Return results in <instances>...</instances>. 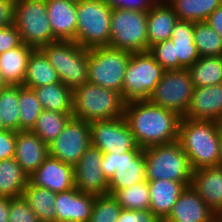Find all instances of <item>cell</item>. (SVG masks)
Returning <instances> with one entry per match:
<instances>
[{"mask_svg": "<svg viewBox=\"0 0 222 222\" xmlns=\"http://www.w3.org/2000/svg\"><path fill=\"white\" fill-rule=\"evenodd\" d=\"M124 118L136 144L141 148L178 141L181 116L149 100L125 103Z\"/></svg>", "mask_w": 222, "mask_h": 222, "instance_id": "cell-1", "label": "cell"}, {"mask_svg": "<svg viewBox=\"0 0 222 222\" xmlns=\"http://www.w3.org/2000/svg\"><path fill=\"white\" fill-rule=\"evenodd\" d=\"M220 122L181 118L178 142L192 171L218 166Z\"/></svg>", "mask_w": 222, "mask_h": 222, "instance_id": "cell-2", "label": "cell"}, {"mask_svg": "<svg viewBox=\"0 0 222 222\" xmlns=\"http://www.w3.org/2000/svg\"><path fill=\"white\" fill-rule=\"evenodd\" d=\"M125 103L119 92L88 82L73 90L72 117L89 123L122 117Z\"/></svg>", "mask_w": 222, "mask_h": 222, "instance_id": "cell-3", "label": "cell"}, {"mask_svg": "<svg viewBox=\"0 0 222 222\" xmlns=\"http://www.w3.org/2000/svg\"><path fill=\"white\" fill-rule=\"evenodd\" d=\"M40 50L57 71L60 81L68 88L74 90L88 83L89 48L75 41L57 40L42 46Z\"/></svg>", "mask_w": 222, "mask_h": 222, "instance_id": "cell-4", "label": "cell"}, {"mask_svg": "<svg viewBox=\"0 0 222 222\" xmlns=\"http://www.w3.org/2000/svg\"><path fill=\"white\" fill-rule=\"evenodd\" d=\"M146 180L166 179L177 182H191L192 169L180 143L175 141L145 148Z\"/></svg>", "mask_w": 222, "mask_h": 222, "instance_id": "cell-5", "label": "cell"}, {"mask_svg": "<svg viewBox=\"0 0 222 222\" xmlns=\"http://www.w3.org/2000/svg\"><path fill=\"white\" fill-rule=\"evenodd\" d=\"M111 14L103 0H77L75 42L84 48L109 46Z\"/></svg>", "mask_w": 222, "mask_h": 222, "instance_id": "cell-6", "label": "cell"}, {"mask_svg": "<svg viewBox=\"0 0 222 222\" xmlns=\"http://www.w3.org/2000/svg\"><path fill=\"white\" fill-rule=\"evenodd\" d=\"M131 54L110 46L89 48L88 82L119 92L122 96L123 80Z\"/></svg>", "mask_w": 222, "mask_h": 222, "instance_id": "cell-7", "label": "cell"}, {"mask_svg": "<svg viewBox=\"0 0 222 222\" xmlns=\"http://www.w3.org/2000/svg\"><path fill=\"white\" fill-rule=\"evenodd\" d=\"M13 24L22 42L34 49L57 41L48 19L46 0H16Z\"/></svg>", "mask_w": 222, "mask_h": 222, "instance_id": "cell-8", "label": "cell"}, {"mask_svg": "<svg viewBox=\"0 0 222 222\" xmlns=\"http://www.w3.org/2000/svg\"><path fill=\"white\" fill-rule=\"evenodd\" d=\"M164 72L149 51L132 53L123 80V100H148Z\"/></svg>", "mask_w": 222, "mask_h": 222, "instance_id": "cell-9", "label": "cell"}, {"mask_svg": "<svg viewBox=\"0 0 222 222\" xmlns=\"http://www.w3.org/2000/svg\"><path fill=\"white\" fill-rule=\"evenodd\" d=\"M109 46L131 53L147 52V12L112 9Z\"/></svg>", "mask_w": 222, "mask_h": 222, "instance_id": "cell-10", "label": "cell"}, {"mask_svg": "<svg viewBox=\"0 0 222 222\" xmlns=\"http://www.w3.org/2000/svg\"><path fill=\"white\" fill-rule=\"evenodd\" d=\"M108 180V194L125 189L140 181H146L144 150H131L123 154L103 153L101 162Z\"/></svg>", "mask_w": 222, "mask_h": 222, "instance_id": "cell-11", "label": "cell"}, {"mask_svg": "<svg viewBox=\"0 0 222 222\" xmlns=\"http://www.w3.org/2000/svg\"><path fill=\"white\" fill-rule=\"evenodd\" d=\"M194 88L188 69L166 70L148 100L184 117L190 106Z\"/></svg>", "mask_w": 222, "mask_h": 222, "instance_id": "cell-12", "label": "cell"}, {"mask_svg": "<svg viewBox=\"0 0 222 222\" xmlns=\"http://www.w3.org/2000/svg\"><path fill=\"white\" fill-rule=\"evenodd\" d=\"M90 145V123L71 117L57 138L48 144L49 156L74 167Z\"/></svg>", "mask_w": 222, "mask_h": 222, "instance_id": "cell-13", "label": "cell"}, {"mask_svg": "<svg viewBox=\"0 0 222 222\" xmlns=\"http://www.w3.org/2000/svg\"><path fill=\"white\" fill-rule=\"evenodd\" d=\"M91 145L103 153L123 154L131 150H142L135 142L124 118L90 122Z\"/></svg>", "mask_w": 222, "mask_h": 222, "instance_id": "cell-14", "label": "cell"}, {"mask_svg": "<svg viewBox=\"0 0 222 222\" xmlns=\"http://www.w3.org/2000/svg\"><path fill=\"white\" fill-rule=\"evenodd\" d=\"M103 152L90 145L74 166L75 188L95 196L108 194V180L101 167Z\"/></svg>", "mask_w": 222, "mask_h": 222, "instance_id": "cell-15", "label": "cell"}, {"mask_svg": "<svg viewBox=\"0 0 222 222\" xmlns=\"http://www.w3.org/2000/svg\"><path fill=\"white\" fill-rule=\"evenodd\" d=\"M28 181L32 185L47 188L54 193L65 192L75 187L74 167L48 156L38 169L28 177Z\"/></svg>", "mask_w": 222, "mask_h": 222, "instance_id": "cell-16", "label": "cell"}, {"mask_svg": "<svg viewBox=\"0 0 222 222\" xmlns=\"http://www.w3.org/2000/svg\"><path fill=\"white\" fill-rule=\"evenodd\" d=\"M95 195L83 193L75 187L56 193V222H89Z\"/></svg>", "mask_w": 222, "mask_h": 222, "instance_id": "cell-17", "label": "cell"}, {"mask_svg": "<svg viewBox=\"0 0 222 222\" xmlns=\"http://www.w3.org/2000/svg\"><path fill=\"white\" fill-rule=\"evenodd\" d=\"M183 118L222 122V84L194 88Z\"/></svg>", "mask_w": 222, "mask_h": 222, "instance_id": "cell-18", "label": "cell"}, {"mask_svg": "<svg viewBox=\"0 0 222 222\" xmlns=\"http://www.w3.org/2000/svg\"><path fill=\"white\" fill-rule=\"evenodd\" d=\"M215 211L189 186L162 222H214Z\"/></svg>", "mask_w": 222, "mask_h": 222, "instance_id": "cell-19", "label": "cell"}, {"mask_svg": "<svg viewBox=\"0 0 222 222\" xmlns=\"http://www.w3.org/2000/svg\"><path fill=\"white\" fill-rule=\"evenodd\" d=\"M49 156L48 144L31 130L16 132L14 158L30 177Z\"/></svg>", "mask_w": 222, "mask_h": 222, "instance_id": "cell-20", "label": "cell"}, {"mask_svg": "<svg viewBox=\"0 0 222 222\" xmlns=\"http://www.w3.org/2000/svg\"><path fill=\"white\" fill-rule=\"evenodd\" d=\"M48 19L56 40L75 41L77 0H46Z\"/></svg>", "mask_w": 222, "mask_h": 222, "instance_id": "cell-21", "label": "cell"}, {"mask_svg": "<svg viewBox=\"0 0 222 222\" xmlns=\"http://www.w3.org/2000/svg\"><path fill=\"white\" fill-rule=\"evenodd\" d=\"M190 185L191 182H177L166 179L148 181L150 193L149 210L160 221H163L170 213L179 196Z\"/></svg>", "mask_w": 222, "mask_h": 222, "instance_id": "cell-22", "label": "cell"}, {"mask_svg": "<svg viewBox=\"0 0 222 222\" xmlns=\"http://www.w3.org/2000/svg\"><path fill=\"white\" fill-rule=\"evenodd\" d=\"M190 186L212 210L222 206V167L211 166L192 171Z\"/></svg>", "mask_w": 222, "mask_h": 222, "instance_id": "cell-23", "label": "cell"}, {"mask_svg": "<svg viewBox=\"0 0 222 222\" xmlns=\"http://www.w3.org/2000/svg\"><path fill=\"white\" fill-rule=\"evenodd\" d=\"M178 17L166 0H159L147 12L148 50L151 46L170 40Z\"/></svg>", "mask_w": 222, "mask_h": 222, "instance_id": "cell-24", "label": "cell"}, {"mask_svg": "<svg viewBox=\"0 0 222 222\" xmlns=\"http://www.w3.org/2000/svg\"><path fill=\"white\" fill-rule=\"evenodd\" d=\"M33 47L21 43L0 54V75L7 85H22L27 72L28 59Z\"/></svg>", "mask_w": 222, "mask_h": 222, "instance_id": "cell-25", "label": "cell"}, {"mask_svg": "<svg viewBox=\"0 0 222 222\" xmlns=\"http://www.w3.org/2000/svg\"><path fill=\"white\" fill-rule=\"evenodd\" d=\"M193 34L194 22L178 19L172 30L171 40L174 44L175 59H179V69H188L200 58Z\"/></svg>", "mask_w": 222, "mask_h": 222, "instance_id": "cell-26", "label": "cell"}, {"mask_svg": "<svg viewBox=\"0 0 222 222\" xmlns=\"http://www.w3.org/2000/svg\"><path fill=\"white\" fill-rule=\"evenodd\" d=\"M59 82L61 81L58 73L45 54L40 49H34L28 59L23 87L33 89Z\"/></svg>", "mask_w": 222, "mask_h": 222, "instance_id": "cell-27", "label": "cell"}, {"mask_svg": "<svg viewBox=\"0 0 222 222\" xmlns=\"http://www.w3.org/2000/svg\"><path fill=\"white\" fill-rule=\"evenodd\" d=\"M44 110L72 114L73 90L62 82L33 88Z\"/></svg>", "mask_w": 222, "mask_h": 222, "instance_id": "cell-28", "label": "cell"}, {"mask_svg": "<svg viewBox=\"0 0 222 222\" xmlns=\"http://www.w3.org/2000/svg\"><path fill=\"white\" fill-rule=\"evenodd\" d=\"M28 183L15 158L0 160V196L16 198L22 196Z\"/></svg>", "mask_w": 222, "mask_h": 222, "instance_id": "cell-29", "label": "cell"}, {"mask_svg": "<svg viewBox=\"0 0 222 222\" xmlns=\"http://www.w3.org/2000/svg\"><path fill=\"white\" fill-rule=\"evenodd\" d=\"M28 206L37 214L40 222H56L54 207L56 193L47 188L32 185L29 181L22 194Z\"/></svg>", "mask_w": 222, "mask_h": 222, "instance_id": "cell-30", "label": "cell"}, {"mask_svg": "<svg viewBox=\"0 0 222 222\" xmlns=\"http://www.w3.org/2000/svg\"><path fill=\"white\" fill-rule=\"evenodd\" d=\"M188 70L195 88L222 84V56L200 57Z\"/></svg>", "mask_w": 222, "mask_h": 222, "instance_id": "cell-31", "label": "cell"}, {"mask_svg": "<svg viewBox=\"0 0 222 222\" xmlns=\"http://www.w3.org/2000/svg\"><path fill=\"white\" fill-rule=\"evenodd\" d=\"M179 20L205 21L222 4V0H166Z\"/></svg>", "mask_w": 222, "mask_h": 222, "instance_id": "cell-32", "label": "cell"}, {"mask_svg": "<svg viewBox=\"0 0 222 222\" xmlns=\"http://www.w3.org/2000/svg\"><path fill=\"white\" fill-rule=\"evenodd\" d=\"M71 117L72 114L43 109L31 131L43 142L49 144L62 132L64 126Z\"/></svg>", "mask_w": 222, "mask_h": 222, "instance_id": "cell-33", "label": "cell"}, {"mask_svg": "<svg viewBox=\"0 0 222 222\" xmlns=\"http://www.w3.org/2000/svg\"><path fill=\"white\" fill-rule=\"evenodd\" d=\"M19 85H6L0 91V119L5 129L19 131Z\"/></svg>", "mask_w": 222, "mask_h": 222, "instance_id": "cell-34", "label": "cell"}, {"mask_svg": "<svg viewBox=\"0 0 222 222\" xmlns=\"http://www.w3.org/2000/svg\"><path fill=\"white\" fill-rule=\"evenodd\" d=\"M19 131L32 130L42 112L33 89L19 85Z\"/></svg>", "mask_w": 222, "mask_h": 222, "instance_id": "cell-35", "label": "cell"}, {"mask_svg": "<svg viewBox=\"0 0 222 222\" xmlns=\"http://www.w3.org/2000/svg\"><path fill=\"white\" fill-rule=\"evenodd\" d=\"M193 35L200 57L222 56V38L206 21L194 22Z\"/></svg>", "mask_w": 222, "mask_h": 222, "instance_id": "cell-36", "label": "cell"}, {"mask_svg": "<svg viewBox=\"0 0 222 222\" xmlns=\"http://www.w3.org/2000/svg\"><path fill=\"white\" fill-rule=\"evenodd\" d=\"M113 196L126 210H149L150 193L148 181H140L125 189L117 190Z\"/></svg>", "mask_w": 222, "mask_h": 222, "instance_id": "cell-37", "label": "cell"}, {"mask_svg": "<svg viewBox=\"0 0 222 222\" xmlns=\"http://www.w3.org/2000/svg\"><path fill=\"white\" fill-rule=\"evenodd\" d=\"M122 209L113 195L96 196L89 222H117Z\"/></svg>", "mask_w": 222, "mask_h": 222, "instance_id": "cell-38", "label": "cell"}, {"mask_svg": "<svg viewBox=\"0 0 222 222\" xmlns=\"http://www.w3.org/2000/svg\"><path fill=\"white\" fill-rule=\"evenodd\" d=\"M148 51L165 71L179 69V59H175L174 44L171 39L151 46Z\"/></svg>", "mask_w": 222, "mask_h": 222, "instance_id": "cell-39", "label": "cell"}, {"mask_svg": "<svg viewBox=\"0 0 222 222\" xmlns=\"http://www.w3.org/2000/svg\"><path fill=\"white\" fill-rule=\"evenodd\" d=\"M9 222H40L23 196L9 198Z\"/></svg>", "mask_w": 222, "mask_h": 222, "instance_id": "cell-40", "label": "cell"}, {"mask_svg": "<svg viewBox=\"0 0 222 222\" xmlns=\"http://www.w3.org/2000/svg\"><path fill=\"white\" fill-rule=\"evenodd\" d=\"M111 9L148 12L159 0H103Z\"/></svg>", "mask_w": 222, "mask_h": 222, "instance_id": "cell-41", "label": "cell"}, {"mask_svg": "<svg viewBox=\"0 0 222 222\" xmlns=\"http://www.w3.org/2000/svg\"><path fill=\"white\" fill-rule=\"evenodd\" d=\"M21 43L20 33L14 24L0 28V54Z\"/></svg>", "mask_w": 222, "mask_h": 222, "instance_id": "cell-42", "label": "cell"}, {"mask_svg": "<svg viewBox=\"0 0 222 222\" xmlns=\"http://www.w3.org/2000/svg\"><path fill=\"white\" fill-rule=\"evenodd\" d=\"M16 147V131L4 129L0 131V160L14 157Z\"/></svg>", "mask_w": 222, "mask_h": 222, "instance_id": "cell-43", "label": "cell"}, {"mask_svg": "<svg viewBox=\"0 0 222 222\" xmlns=\"http://www.w3.org/2000/svg\"><path fill=\"white\" fill-rule=\"evenodd\" d=\"M117 222H162L151 210L122 209Z\"/></svg>", "mask_w": 222, "mask_h": 222, "instance_id": "cell-44", "label": "cell"}, {"mask_svg": "<svg viewBox=\"0 0 222 222\" xmlns=\"http://www.w3.org/2000/svg\"><path fill=\"white\" fill-rule=\"evenodd\" d=\"M16 0H0V28L13 24Z\"/></svg>", "mask_w": 222, "mask_h": 222, "instance_id": "cell-45", "label": "cell"}, {"mask_svg": "<svg viewBox=\"0 0 222 222\" xmlns=\"http://www.w3.org/2000/svg\"><path fill=\"white\" fill-rule=\"evenodd\" d=\"M222 38V4L217 7L205 20Z\"/></svg>", "mask_w": 222, "mask_h": 222, "instance_id": "cell-46", "label": "cell"}, {"mask_svg": "<svg viewBox=\"0 0 222 222\" xmlns=\"http://www.w3.org/2000/svg\"><path fill=\"white\" fill-rule=\"evenodd\" d=\"M9 197L0 196V222H9Z\"/></svg>", "mask_w": 222, "mask_h": 222, "instance_id": "cell-47", "label": "cell"}, {"mask_svg": "<svg viewBox=\"0 0 222 222\" xmlns=\"http://www.w3.org/2000/svg\"><path fill=\"white\" fill-rule=\"evenodd\" d=\"M218 166L222 167V129L220 130V138H219V159Z\"/></svg>", "mask_w": 222, "mask_h": 222, "instance_id": "cell-48", "label": "cell"}, {"mask_svg": "<svg viewBox=\"0 0 222 222\" xmlns=\"http://www.w3.org/2000/svg\"><path fill=\"white\" fill-rule=\"evenodd\" d=\"M214 222H222V206L215 211Z\"/></svg>", "mask_w": 222, "mask_h": 222, "instance_id": "cell-49", "label": "cell"}, {"mask_svg": "<svg viewBox=\"0 0 222 222\" xmlns=\"http://www.w3.org/2000/svg\"><path fill=\"white\" fill-rule=\"evenodd\" d=\"M7 84L2 80V77L0 75V91L6 86Z\"/></svg>", "mask_w": 222, "mask_h": 222, "instance_id": "cell-50", "label": "cell"}, {"mask_svg": "<svg viewBox=\"0 0 222 222\" xmlns=\"http://www.w3.org/2000/svg\"><path fill=\"white\" fill-rule=\"evenodd\" d=\"M5 128L2 125L1 119H0V131L4 130Z\"/></svg>", "mask_w": 222, "mask_h": 222, "instance_id": "cell-51", "label": "cell"}]
</instances>
